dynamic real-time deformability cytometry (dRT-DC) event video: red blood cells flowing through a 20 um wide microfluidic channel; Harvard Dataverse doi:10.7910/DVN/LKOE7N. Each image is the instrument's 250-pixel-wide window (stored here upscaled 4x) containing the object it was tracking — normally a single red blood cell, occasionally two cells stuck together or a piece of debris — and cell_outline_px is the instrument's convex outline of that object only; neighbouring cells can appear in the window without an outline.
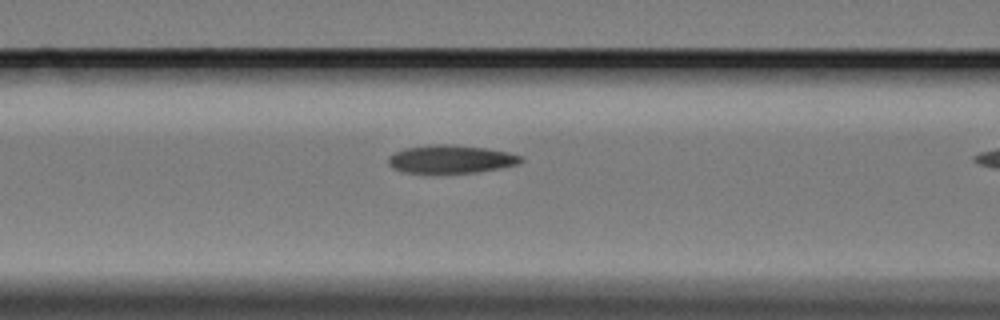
{"species": "Egyptian fruit bat (a non-hibernating species)", "species_latin": "Rousettus aegyptiacus", "temperature_condition": "cold", "stored_images_in_passage": 5, "camera_frame_rate_fps": 3000, "um_per_image_px": 0.085, "animal": {"sex": "female"}, "frame": {"image": 1, "passage_image": 3, "time_ms": 0.667, "image_size_px": [1000, 320], "cell_outline_px": [[524, 160], [516, 164], [500, 168], [476, 172], [400, 172], [392, 168], [388, 164], [388, 156], [404, 148], [428, 144], [452, 144], [484, 148], [508, 152], [524, 156]], "centroid_in_image_um": [38.3, 13.51], "position_along_channel_um": 128.3, "area_um2": 21.68}}